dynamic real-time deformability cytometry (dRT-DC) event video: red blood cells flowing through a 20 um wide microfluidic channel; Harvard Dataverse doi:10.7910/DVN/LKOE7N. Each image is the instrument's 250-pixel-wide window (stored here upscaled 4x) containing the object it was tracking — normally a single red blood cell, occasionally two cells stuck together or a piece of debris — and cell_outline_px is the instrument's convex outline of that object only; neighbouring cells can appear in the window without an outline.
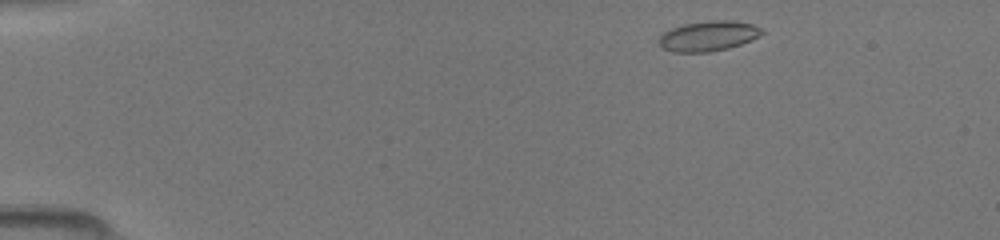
{"species": "common noctule bat (a hibernating species)", "species_latin": "Nyctalus noctula", "temperature_condition": "room temperature", "stored_images_in_passage": 43, "camera_frame_rate_fps": 3000, "um_per_image_px": 0.085, "animal": {"sex": "female", "body_mass_g": 19.5, "forearm_length_mm": 54.1}, "frame": {"image": 1, "passage_image": 2, "time_ms": 0.333, "image_size_px": [1000, 240], "cell_outline_px": [[764, 32], [760, 36], [752, 40], [728, 48], [708, 52], [672, 52], [664, 48], [660, 44], [660, 36], [664, 32], [672, 28], [684, 24], [708, 20], [732, 20], [752, 24], [764, 28]], "centroid_in_image_um": [60.26, 3.05], "position_along_channel_um": 24.7, "area_um2": 18.09}}
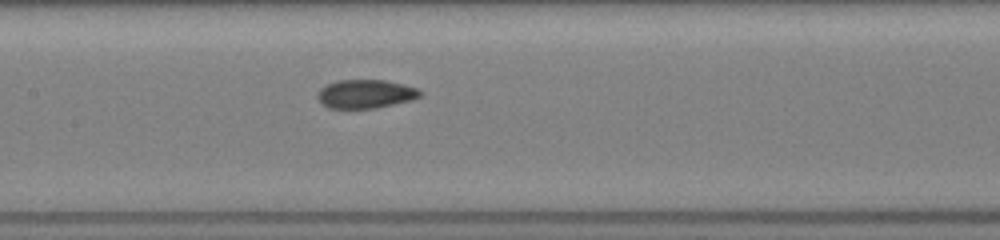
{"frame": {"image": 2, "passage_image": 19, "time_ms": 6.0, "image_size_px": [1000, 240], "cell_outline_px": [[424, 92], [420, 96], [412, 100], [376, 108], [328, 108], [320, 104], [316, 96], [320, 88], [336, 80], [384, 80], [404, 84], [416, 88]], "centroid_in_image_um": [31.05, 7.98], "position_along_channel_um": 176.3, "area_um2": 17.28}}
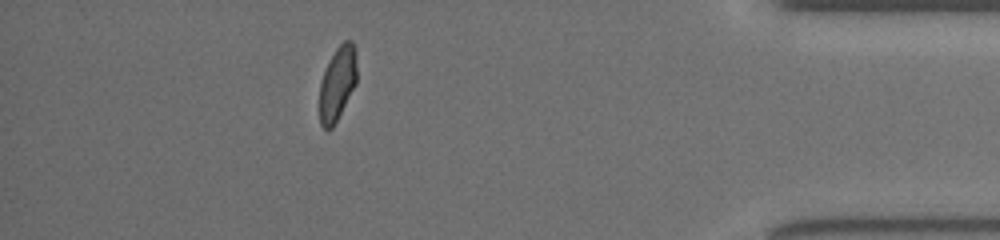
{"frame": {"image": 3, "passage_image": 38, "time_ms": 12.333, "image_size_px": [1000, 240], "cell_outline_px": [[356, 84], [332, 128], [328, 132], [320, 124], [320, 84], [324, 72], [336, 48], [344, 40], [352, 40], [356, 52]], "centroid_in_image_um": [28.69, 7.09], "position_along_channel_um": 406.5, "area_um2": 15.9}}